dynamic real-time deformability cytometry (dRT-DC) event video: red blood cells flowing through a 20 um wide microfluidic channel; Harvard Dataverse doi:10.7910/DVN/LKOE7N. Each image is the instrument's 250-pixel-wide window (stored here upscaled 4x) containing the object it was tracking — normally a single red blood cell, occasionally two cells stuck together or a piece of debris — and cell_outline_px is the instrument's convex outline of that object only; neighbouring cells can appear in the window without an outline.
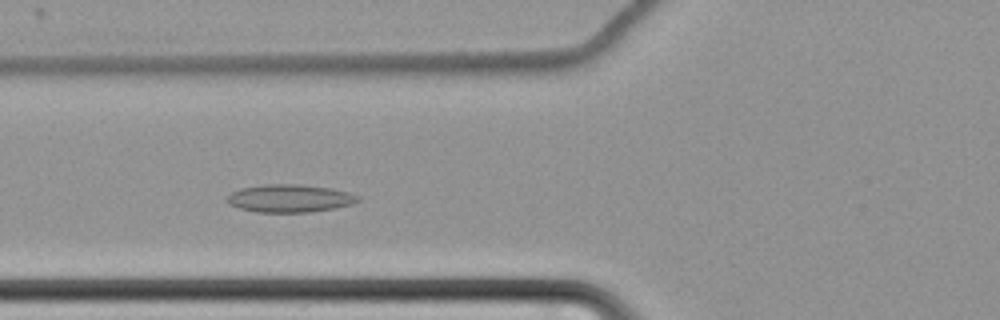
{"species": "common noctule bat (a hibernating species)", "species_latin": "Nyctalus noctula", "temperature_condition": "cold", "stored_images_in_passage": 57, "camera_frame_rate_fps": 3000, "um_per_image_px": 0.085, "animal": {"sex": "female", "body_mass_g": 22.7, "forearm_length_mm": 54.2}, "frame": {"image": 1, "passage_image": 20, "time_ms": 6.333, "image_size_px": [1000, 320], "cell_outline_px": [[360, 200], [352, 204], [332, 208], [308, 212], [256, 212], [240, 208], [228, 204], [228, 196], [232, 192], [240, 188], [264, 184], [300, 184], [328, 188], [348, 192], [360, 196]], "centroid_in_image_um": [24.61, 16.85], "position_along_channel_um": 101.2, "area_um2": 21.04}}
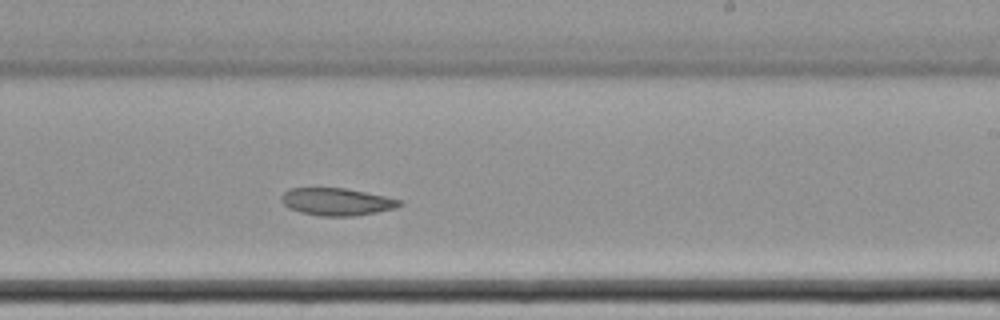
{"frame": {"image": 2, "passage_image": 34, "time_ms": 11.0, "image_size_px": [1000, 320], "cell_outline_px": [[404, 204], [396, 208], [356, 216], [320, 216], [300, 212], [288, 208], [280, 200], [280, 196], [284, 192], [292, 188], [344, 188], [404, 200]], "centroid_in_image_um": [28.63, 17.15], "position_along_channel_um": 260.4, "area_um2": 18.96}}
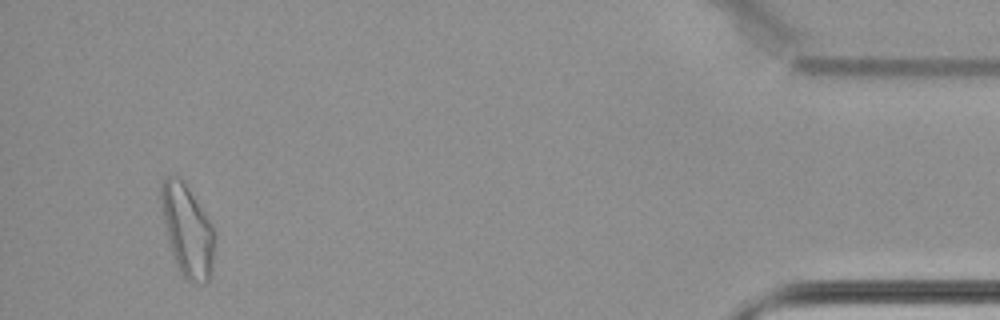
{"frame": {"image": 3, "passage_image": 54, "time_ms": 17.667, "image_size_px": [1000, 320], "cell_outline_px": [[216, 244], [212, 264], [208, 280], [192, 284], [180, 272], [176, 264], [172, 252], [164, 220], [160, 200], [160, 184], [168, 176], [180, 176], [212, 224], [216, 232]], "centroid_in_image_um": [15.95, 19.58], "position_along_channel_um": 419.3, "area_um2": 28.32}}